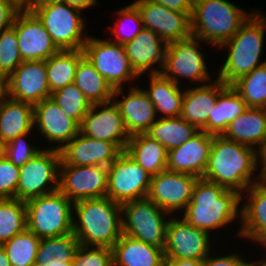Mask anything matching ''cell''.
<instances>
[{"label":"cell","instance_id":"cell-49","mask_svg":"<svg viewBox=\"0 0 266 266\" xmlns=\"http://www.w3.org/2000/svg\"><path fill=\"white\" fill-rule=\"evenodd\" d=\"M162 266H203V260L165 258Z\"/></svg>","mask_w":266,"mask_h":266},{"label":"cell","instance_id":"cell-18","mask_svg":"<svg viewBox=\"0 0 266 266\" xmlns=\"http://www.w3.org/2000/svg\"><path fill=\"white\" fill-rule=\"evenodd\" d=\"M23 61H46L60 49L53 42L39 18L31 11L20 9L13 21Z\"/></svg>","mask_w":266,"mask_h":266},{"label":"cell","instance_id":"cell-1","mask_svg":"<svg viewBox=\"0 0 266 266\" xmlns=\"http://www.w3.org/2000/svg\"><path fill=\"white\" fill-rule=\"evenodd\" d=\"M257 168L258 151L223 135H214L202 178L242 195L253 183L262 180L261 175L254 174Z\"/></svg>","mask_w":266,"mask_h":266},{"label":"cell","instance_id":"cell-51","mask_svg":"<svg viewBox=\"0 0 266 266\" xmlns=\"http://www.w3.org/2000/svg\"><path fill=\"white\" fill-rule=\"evenodd\" d=\"M258 167L261 168L259 175L266 180V141L258 151Z\"/></svg>","mask_w":266,"mask_h":266},{"label":"cell","instance_id":"cell-40","mask_svg":"<svg viewBox=\"0 0 266 266\" xmlns=\"http://www.w3.org/2000/svg\"><path fill=\"white\" fill-rule=\"evenodd\" d=\"M51 98L79 125L93 105L74 83L68 84L67 86L54 91L51 94Z\"/></svg>","mask_w":266,"mask_h":266},{"label":"cell","instance_id":"cell-55","mask_svg":"<svg viewBox=\"0 0 266 266\" xmlns=\"http://www.w3.org/2000/svg\"><path fill=\"white\" fill-rule=\"evenodd\" d=\"M47 266H75L73 261L63 262L52 259L50 262H47Z\"/></svg>","mask_w":266,"mask_h":266},{"label":"cell","instance_id":"cell-16","mask_svg":"<svg viewBox=\"0 0 266 266\" xmlns=\"http://www.w3.org/2000/svg\"><path fill=\"white\" fill-rule=\"evenodd\" d=\"M133 4L140 12L144 28L157 33L166 44L192 36L191 13L171 11L151 0H136Z\"/></svg>","mask_w":266,"mask_h":266},{"label":"cell","instance_id":"cell-3","mask_svg":"<svg viewBox=\"0 0 266 266\" xmlns=\"http://www.w3.org/2000/svg\"><path fill=\"white\" fill-rule=\"evenodd\" d=\"M73 212V233L82 246L112 248L123 234L121 204L107 196L77 201Z\"/></svg>","mask_w":266,"mask_h":266},{"label":"cell","instance_id":"cell-20","mask_svg":"<svg viewBox=\"0 0 266 266\" xmlns=\"http://www.w3.org/2000/svg\"><path fill=\"white\" fill-rule=\"evenodd\" d=\"M46 61H23L9 76V97L36 105L51 97Z\"/></svg>","mask_w":266,"mask_h":266},{"label":"cell","instance_id":"cell-38","mask_svg":"<svg viewBox=\"0 0 266 266\" xmlns=\"http://www.w3.org/2000/svg\"><path fill=\"white\" fill-rule=\"evenodd\" d=\"M231 87L248 107L266 108V64L241 76L231 84Z\"/></svg>","mask_w":266,"mask_h":266},{"label":"cell","instance_id":"cell-5","mask_svg":"<svg viewBox=\"0 0 266 266\" xmlns=\"http://www.w3.org/2000/svg\"><path fill=\"white\" fill-rule=\"evenodd\" d=\"M255 11L247 13L228 0H194L191 34L219 50Z\"/></svg>","mask_w":266,"mask_h":266},{"label":"cell","instance_id":"cell-31","mask_svg":"<svg viewBox=\"0 0 266 266\" xmlns=\"http://www.w3.org/2000/svg\"><path fill=\"white\" fill-rule=\"evenodd\" d=\"M125 151L152 176L167 170V149L146 133L130 136Z\"/></svg>","mask_w":266,"mask_h":266},{"label":"cell","instance_id":"cell-11","mask_svg":"<svg viewBox=\"0 0 266 266\" xmlns=\"http://www.w3.org/2000/svg\"><path fill=\"white\" fill-rule=\"evenodd\" d=\"M83 51L96 71L106 79L113 89L122 88L125 86L123 83L141 78L132 69L124 46L119 43L89 36Z\"/></svg>","mask_w":266,"mask_h":266},{"label":"cell","instance_id":"cell-45","mask_svg":"<svg viewBox=\"0 0 266 266\" xmlns=\"http://www.w3.org/2000/svg\"><path fill=\"white\" fill-rule=\"evenodd\" d=\"M19 167L14 166L10 160L0 154V199L16 198L19 181Z\"/></svg>","mask_w":266,"mask_h":266},{"label":"cell","instance_id":"cell-30","mask_svg":"<svg viewBox=\"0 0 266 266\" xmlns=\"http://www.w3.org/2000/svg\"><path fill=\"white\" fill-rule=\"evenodd\" d=\"M149 76V88L145 91L154 104L157 117L160 113L163 116L159 115V118L181 116L184 90L161 73Z\"/></svg>","mask_w":266,"mask_h":266},{"label":"cell","instance_id":"cell-27","mask_svg":"<svg viewBox=\"0 0 266 266\" xmlns=\"http://www.w3.org/2000/svg\"><path fill=\"white\" fill-rule=\"evenodd\" d=\"M223 136L259 151L266 141V108L248 107L229 124Z\"/></svg>","mask_w":266,"mask_h":266},{"label":"cell","instance_id":"cell-26","mask_svg":"<svg viewBox=\"0 0 266 266\" xmlns=\"http://www.w3.org/2000/svg\"><path fill=\"white\" fill-rule=\"evenodd\" d=\"M215 79L208 84L184 90L181 117L198 130L207 126L219 94L228 86Z\"/></svg>","mask_w":266,"mask_h":266},{"label":"cell","instance_id":"cell-8","mask_svg":"<svg viewBox=\"0 0 266 266\" xmlns=\"http://www.w3.org/2000/svg\"><path fill=\"white\" fill-rule=\"evenodd\" d=\"M121 210L123 234L164 249L169 213L148 197L125 202Z\"/></svg>","mask_w":266,"mask_h":266},{"label":"cell","instance_id":"cell-44","mask_svg":"<svg viewBox=\"0 0 266 266\" xmlns=\"http://www.w3.org/2000/svg\"><path fill=\"white\" fill-rule=\"evenodd\" d=\"M73 263L75 266H113V250L108 247L79 245Z\"/></svg>","mask_w":266,"mask_h":266},{"label":"cell","instance_id":"cell-13","mask_svg":"<svg viewBox=\"0 0 266 266\" xmlns=\"http://www.w3.org/2000/svg\"><path fill=\"white\" fill-rule=\"evenodd\" d=\"M108 167L60 165L58 190L73 203L106 197Z\"/></svg>","mask_w":266,"mask_h":266},{"label":"cell","instance_id":"cell-52","mask_svg":"<svg viewBox=\"0 0 266 266\" xmlns=\"http://www.w3.org/2000/svg\"><path fill=\"white\" fill-rule=\"evenodd\" d=\"M9 98V77L0 73V103Z\"/></svg>","mask_w":266,"mask_h":266},{"label":"cell","instance_id":"cell-34","mask_svg":"<svg viewBox=\"0 0 266 266\" xmlns=\"http://www.w3.org/2000/svg\"><path fill=\"white\" fill-rule=\"evenodd\" d=\"M73 83L92 104L113 99L114 89L85 56L79 61Z\"/></svg>","mask_w":266,"mask_h":266},{"label":"cell","instance_id":"cell-21","mask_svg":"<svg viewBox=\"0 0 266 266\" xmlns=\"http://www.w3.org/2000/svg\"><path fill=\"white\" fill-rule=\"evenodd\" d=\"M132 86L128 94L123 93V87L114 89L113 101L118 106L122 115L127 133L132 136L140 133H146L150 126L157 120L156 111L153 102L150 100L145 89ZM122 95L121 100H116Z\"/></svg>","mask_w":266,"mask_h":266},{"label":"cell","instance_id":"cell-37","mask_svg":"<svg viewBox=\"0 0 266 266\" xmlns=\"http://www.w3.org/2000/svg\"><path fill=\"white\" fill-rule=\"evenodd\" d=\"M80 243L74 233L42 238L36 255L35 266H47L52 259L57 261H73Z\"/></svg>","mask_w":266,"mask_h":266},{"label":"cell","instance_id":"cell-48","mask_svg":"<svg viewBox=\"0 0 266 266\" xmlns=\"http://www.w3.org/2000/svg\"><path fill=\"white\" fill-rule=\"evenodd\" d=\"M164 5L171 11L192 13L194 0H151Z\"/></svg>","mask_w":266,"mask_h":266},{"label":"cell","instance_id":"cell-47","mask_svg":"<svg viewBox=\"0 0 266 266\" xmlns=\"http://www.w3.org/2000/svg\"><path fill=\"white\" fill-rule=\"evenodd\" d=\"M249 262L241 258V255L238 253H230L229 255L214 257L212 255H208L203 260V266H246Z\"/></svg>","mask_w":266,"mask_h":266},{"label":"cell","instance_id":"cell-59","mask_svg":"<svg viewBox=\"0 0 266 266\" xmlns=\"http://www.w3.org/2000/svg\"><path fill=\"white\" fill-rule=\"evenodd\" d=\"M2 153V145L0 144V154Z\"/></svg>","mask_w":266,"mask_h":266},{"label":"cell","instance_id":"cell-43","mask_svg":"<svg viewBox=\"0 0 266 266\" xmlns=\"http://www.w3.org/2000/svg\"><path fill=\"white\" fill-rule=\"evenodd\" d=\"M27 135L29 136L30 133L17 136L2 146V154L6 156L14 166H23L42 150L39 146L37 148V146H33L31 143L29 144L25 139Z\"/></svg>","mask_w":266,"mask_h":266},{"label":"cell","instance_id":"cell-4","mask_svg":"<svg viewBox=\"0 0 266 266\" xmlns=\"http://www.w3.org/2000/svg\"><path fill=\"white\" fill-rule=\"evenodd\" d=\"M265 30L266 16L258 9L230 40L219 47L223 50L225 48L228 55L223 66H220L221 69L216 77L218 80L226 85H231L241 76L266 64V60L260 62L264 50Z\"/></svg>","mask_w":266,"mask_h":266},{"label":"cell","instance_id":"cell-41","mask_svg":"<svg viewBox=\"0 0 266 266\" xmlns=\"http://www.w3.org/2000/svg\"><path fill=\"white\" fill-rule=\"evenodd\" d=\"M116 15L118 17L116 18L117 22L114 26L110 27L113 34L112 36H115L113 38L110 37V39H108L109 41L112 40L114 43L124 45L125 43L132 41L135 36L138 35L142 29H144L140 12L133 3L117 10ZM126 22L128 24L130 23L131 25H129L131 27L134 26L133 30L128 24H126ZM126 25L130 28H128Z\"/></svg>","mask_w":266,"mask_h":266},{"label":"cell","instance_id":"cell-50","mask_svg":"<svg viewBox=\"0 0 266 266\" xmlns=\"http://www.w3.org/2000/svg\"><path fill=\"white\" fill-rule=\"evenodd\" d=\"M63 2H66L71 7L77 8L79 10H85L90 7H93L98 4L99 2L97 0H61Z\"/></svg>","mask_w":266,"mask_h":266},{"label":"cell","instance_id":"cell-54","mask_svg":"<svg viewBox=\"0 0 266 266\" xmlns=\"http://www.w3.org/2000/svg\"><path fill=\"white\" fill-rule=\"evenodd\" d=\"M0 266H11L8 256L6 255L2 245H0Z\"/></svg>","mask_w":266,"mask_h":266},{"label":"cell","instance_id":"cell-14","mask_svg":"<svg viewBox=\"0 0 266 266\" xmlns=\"http://www.w3.org/2000/svg\"><path fill=\"white\" fill-rule=\"evenodd\" d=\"M211 243L210 233L183 218H169L163 249L165 258L204 260L212 252Z\"/></svg>","mask_w":266,"mask_h":266},{"label":"cell","instance_id":"cell-6","mask_svg":"<svg viewBox=\"0 0 266 266\" xmlns=\"http://www.w3.org/2000/svg\"><path fill=\"white\" fill-rule=\"evenodd\" d=\"M26 203L27 228L40 239L73 233V202L59 190Z\"/></svg>","mask_w":266,"mask_h":266},{"label":"cell","instance_id":"cell-19","mask_svg":"<svg viewBox=\"0 0 266 266\" xmlns=\"http://www.w3.org/2000/svg\"><path fill=\"white\" fill-rule=\"evenodd\" d=\"M34 127L50 143H57L55 149L61 151L78 133L80 125L70 118L51 98H46L33 106Z\"/></svg>","mask_w":266,"mask_h":266},{"label":"cell","instance_id":"cell-29","mask_svg":"<svg viewBox=\"0 0 266 266\" xmlns=\"http://www.w3.org/2000/svg\"><path fill=\"white\" fill-rule=\"evenodd\" d=\"M34 129L33 105L8 98L0 110V144L10 142L17 136L31 133Z\"/></svg>","mask_w":266,"mask_h":266},{"label":"cell","instance_id":"cell-35","mask_svg":"<svg viewBox=\"0 0 266 266\" xmlns=\"http://www.w3.org/2000/svg\"><path fill=\"white\" fill-rule=\"evenodd\" d=\"M84 56L83 49H61L46 60L47 80L51 93L74 82L77 66Z\"/></svg>","mask_w":266,"mask_h":266},{"label":"cell","instance_id":"cell-10","mask_svg":"<svg viewBox=\"0 0 266 266\" xmlns=\"http://www.w3.org/2000/svg\"><path fill=\"white\" fill-rule=\"evenodd\" d=\"M200 44L202 40L193 36L167 44L161 74L177 85H180L182 78L190 79L192 83H199L198 86L212 81L205 55L199 48Z\"/></svg>","mask_w":266,"mask_h":266},{"label":"cell","instance_id":"cell-25","mask_svg":"<svg viewBox=\"0 0 266 266\" xmlns=\"http://www.w3.org/2000/svg\"><path fill=\"white\" fill-rule=\"evenodd\" d=\"M123 46L132 69L139 76L148 71L149 74L161 73L167 44L157 33L144 28L132 41L125 43ZM156 64H158V68L153 67V65L157 66Z\"/></svg>","mask_w":266,"mask_h":266},{"label":"cell","instance_id":"cell-36","mask_svg":"<svg viewBox=\"0 0 266 266\" xmlns=\"http://www.w3.org/2000/svg\"><path fill=\"white\" fill-rule=\"evenodd\" d=\"M27 228V208L17 198L0 199V245Z\"/></svg>","mask_w":266,"mask_h":266},{"label":"cell","instance_id":"cell-12","mask_svg":"<svg viewBox=\"0 0 266 266\" xmlns=\"http://www.w3.org/2000/svg\"><path fill=\"white\" fill-rule=\"evenodd\" d=\"M152 175L146 172L124 150L108 166V188L106 196L114 202H125L146 198Z\"/></svg>","mask_w":266,"mask_h":266},{"label":"cell","instance_id":"cell-46","mask_svg":"<svg viewBox=\"0 0 266 266\" xmlns=\"http://www.w3.org/2000/svg\"><path fill=\"white\" fill-rule=\"evenodd\" d=\"M21 8L12 0H0V33L12 26Z\"/></svg>","mask_w":266,"mask_h":266},{"label":"cell","instance_id":"cell-58","mask_svg":"<svg viewBox=\"0 0 266 266\" xmlns=\"http://www.w3.org/2000/svg\"><path fill=\"white\" fill-rule=\"evenodd\" d=\"M259 262H260L263 266H266V261H264V259L259 260Z\"/></svg>","mask_w":266,"mask_h":266},{"label":"cell","instance_id":"cell-56","mask_svg":"<svg viewBox=\"0 0 266 266\" xmlns=\"http://www.w3.org/2000/svg\"><path fill=\"white\" fill-rule=\"evenodd\" d=\"M12 1H14L21 8L28 0H12Z\"/></svg>","mask_w":266,"mask_h":266},{"label":"cell","instance_id":"cell-42","mask_svg":"<svg viewBox=\"0 0 266 266\" xmlns=\"http://www.w3.org/2000/svg\"><path fill=\"white\" fill-rule=\"evenodd\" d=\"M22 62L16 29L10 26L0 33V73L9 77Z\"/></svg>","mask_w":266,"mask_h":266},{"label":"cell","instance_id":"cell-15","mask_svg":"<svg viewBox=\"0 0 266 266\" xmlns=\"http://www.w3.org/2000/svg\"><path fill=\"white\" fill-rule=\"evenodd\" d=\"M197 180L194 175L165 170L152 176L147 197L162 210L175 215L177 211H184L191 201Z\"/></svg>","mask_w":266,"mask_h":266},{"label":"cell","instance_id":"cell-2","mask_svg":"<svg viewBox=\"0 0 266 266\" xmlns=\"http://www.w3.org/2000/svg\"><path fill=\"white\" fill-rule=\"evenodd\" d=\"M241 195L217 183L198 178L192 199L181 216L187 223L210 233L241 218Z\"/></svg>","mask_w":266,"mask_h":266},{"label":"cell","instance_id":"cell-57","mask_svg":"<svg viewBox=\"0 0 266 266\" xmlns=\"http://www.w3.org/2000/svg\"><path fill=\"white\" fill-rule=\"evenodd\" d=\"M246 266H263L259 261L256 262V261H253V262H250L246 265Z\"/></svg>","mask_w":266,"mask_h":266},{"label":"cell","instance_id":"cell-17","mask_svg":"<svg viewBox=\"0 0 266 266\" xmlns=\"http://www.w3.org/2000/svg\"><path fill=\"white\" fill-rule=\"evenodd\" d=\"M79 132L96 140L115 143L122 151L130 140L122 115L113 100L93 104L82 119Z\"/></svg>","mask_w":266,"mask_h":266},{"label":"cell","instance_id":"cell-24","mask_svg":"<svg viewBox=\"0 0 266 266\" xmlns=\"http://www.w3.org/2000/svg\"><path fill=\"white\" fill-rule=\"evenodd\" d=\"M245 192L246 195H241V202L245 197L247 201L240 207L238 236L251 239L266 248V180L253 183Z\"/></svg>","mask_w":266,"mask_h":266},{"label":"cell","instance_id":"cell-23","mask_svg":"<svg viewBox=\"0 0 266 266\" xmlns=\"http://www.w3.org/2000/svg\"><path fill=\"white\" fill-rule=\"evenodd\" d=\"M214 135L199 130L186 143L168 151L167 170L202 178L210 156Z\"/></svg>","mask_w":266,"mask_h":266},{"label":"cell","instance_id":"cell-32","mask_svg":"<svg viewBox=\"0 0 266 266\" xmlns=\"http://www.w3.org/2000/svg\"><path fill=\"white\" fill-rule=\"evenodd\" d=\"M248 108L240 95L228 85L218 96L207 126L203 129L208 134L223 135L229 124Z\"/></svg>","mask_w":266,"mask_h":266},{"label":"cell","instance_id":"cell-9","mask_svg":"<svg viewBox=\"0 0 266 266\" xmlns=\"http://www.w3.org/2000/svg\"><path fill=\"white\" fill-rule=\"evenodd\" d=\"M42 149L19 167L16 198L20 201L27 202L58 190L61 153L50 147Z\"/></svg>","mask_w":266,"mask_h":266},{"label":"cell","instance_id":"cell-22","mask_svg":"<svg viewBox=\"0 0 266 266\" xmlns=\"http://www.w3.org/2000/svg\"><path fill=\"white\" fill-rule=\"evenodd\" d=\"M121 152L115 143L96 140L79 132L60 151V165L108 167Z\"/></svg>","mask_w":266,"mask_h":266},{"label":"cell","instance_id":"cell-28","mask_svg":"<svg viewBox=\"0 0 266 266\" xmlns=\"http://www.w3.org/2000/svg\"><path fill=\"white\" fill-rule=\"evenodd\" d=\"M113 266H162L164 250L122 234L113 245Z\"/></svg>","mask_w":266,"mask_h":266},{"label":"cell","instance_id":"cell-53","mask_svg":"<svg viewBox=\"0 0 266 266\" xmlns=\"http://www.w3.org/2000/svg\"><path fill=\"white\" fill-rule=\"evenodd\" d=\"M59 0H28L22 7L21 9L26 10V11H33L36 8L43 6L48 3H53Z\"/></svg>","mask_w":266,"mask_h":266},{"label":"cell","instance_id":"cell-7","mask_svg":"<svg viewBox=\"0 0 266 266\" xmlns=\"http://www.w3.org/2000/svg\"><path fill=\"white\" fill-rule=\"evenodd\" d=\"M42 22L53 42L61 50L84 48L89 36L81 10L61 0L40 6L32 11Z\"/></svg>","mask_w":266,"mask_h":266},{"label":"cell","instance_id":"cell-33","mask_svg":"<svg viewBox=\"0 0 266 266\" xmlns=\"http://www.w3.org/2000/svg\"><path fill=\"white\" fill-rule=\"evenodd\" d=\"M198 131L194 125L188 123L181 116H177L157 118L146 134L169 151L186 143Z\"/></svg>","mask_w":266,"mask_h":266},{"label":"cell","instance_id":"cell-39","mask_svg":"<svg viewBox=\"0 0 266 266\" xmlns=\"http://www.w3.org/2000/svg\"><path fill=\"white\" fill-rule=\"evenodd\" d=\"M40 241L39 237L26 228L2 246L11 266H35Z\"/></svg>","mask_w":266,"mask_h":266}]
</instances>
